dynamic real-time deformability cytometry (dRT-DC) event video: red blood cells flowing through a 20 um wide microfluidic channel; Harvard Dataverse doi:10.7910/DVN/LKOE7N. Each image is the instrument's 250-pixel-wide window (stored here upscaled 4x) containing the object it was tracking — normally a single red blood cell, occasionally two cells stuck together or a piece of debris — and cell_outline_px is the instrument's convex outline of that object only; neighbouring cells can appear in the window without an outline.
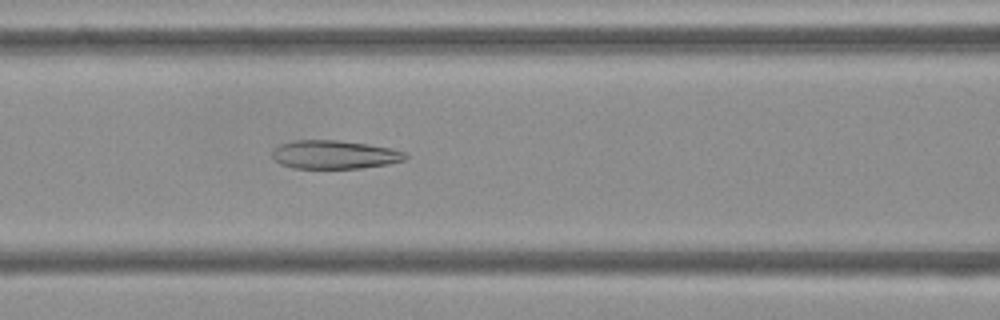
{"species": "Egyptian fruit bat (a non-hibernating species)", "species_latin": "Rousettus aegyptiacus", "temperature_condition": "cold", "stored_images_in_passage": 37, "camera_frame_rate_fps": 3000, "um_per_image_px": 0.085, "frame": {"image": 1, "passage_image": 6, "time_ms": 1.667, "image_size_px": [1000, 320], "cell_outline_px": [[408, 156], [404, 160], [388, 164], [360, 168], [292, 168], [280, 164], [272, 156], [272, 152], [280, 144], [292, 140], [340, 140], [368, 144], [392, 148], [404, 152]], "centroid_in_image_um": [28.43, 13.14], "position_along_channel_um": 138.2, "area_um2": 22.14}}
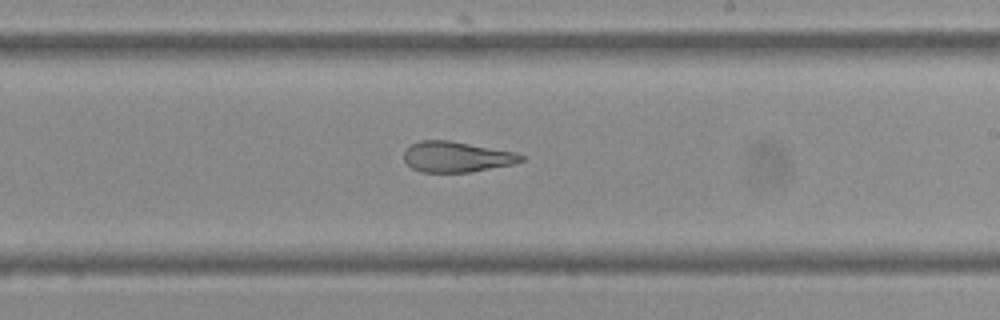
{"frame": {"image": 2, "passage_image": 15, "time_ms": 4.667, "image_size_px": [1000, 320], "cell_outline_px": [[524, 160], [516, 164], [468, 172], [420, 172], [412, 168], [404, 160], [404, 152], [412, 144], [420, 140], [448, 140], [516, 152], [524, 156]], "centroid_in_image_um": [38.83, 13.33], "position_along_channel_um": 250.2, "area_um2": 20.87}}
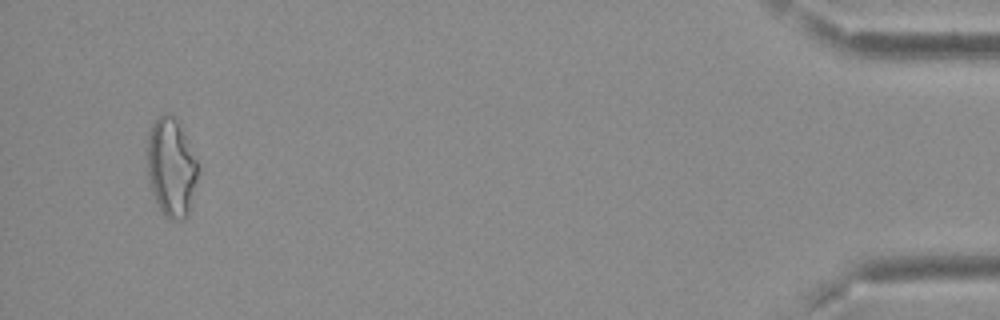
{"frame": {"image": 3, "passage_image": 35, "time_ms": 11.333, "image_size_px": [1000, 320], "cell_outline_px": [[200, 168], [188, 216], [180, 220], [168, 220], [164, 216], [152, 192], [148, 176], [148, 132], [152, 124], [164, 112], [168, 112], [176, 120]], "centroid_in_image_um": [14.56, 14.28], "position_along_channel_um": 420.6, "area_um2": 28.78}}